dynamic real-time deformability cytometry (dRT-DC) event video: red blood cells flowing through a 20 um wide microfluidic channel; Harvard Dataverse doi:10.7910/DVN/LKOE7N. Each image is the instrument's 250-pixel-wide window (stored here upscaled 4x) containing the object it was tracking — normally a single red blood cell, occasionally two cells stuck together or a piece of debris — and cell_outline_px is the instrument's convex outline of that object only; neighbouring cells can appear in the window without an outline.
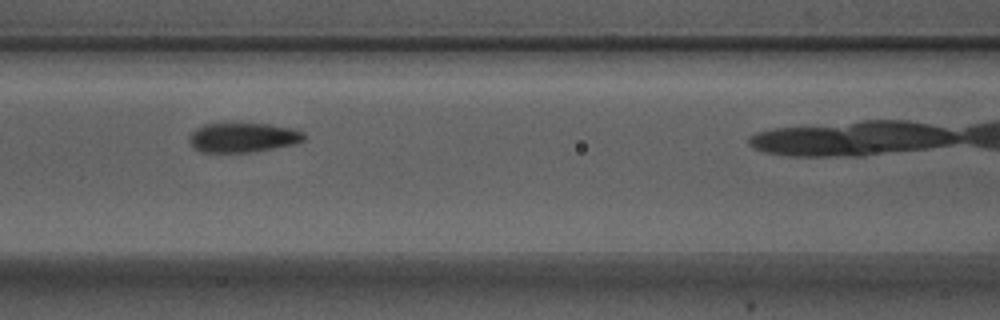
{"species": "Egyptian fruit bat (a non-hibernating species)", "species_latin": "Rousettus aegyptiacus", "temperature_condition": "warm", "stored_images_in_passage": 6, "camera_frame_rate_fps": 3000, "um_per_image_px": 0.085, "animal": {"sex": "male"}, "frame": {"image": 1, "passage_image": 3, "time_ms": 0.667, "image_size_px": [1000, 320], "cell_outline_px": [[304, 140], [292, 144], [252, 152], [200, 152], [192, 148], [188, 140], [188, 136], [196, 128], [204, 124], [268, 124], [296, 128], [304, 132]], "centroid_in_image_um": [20.61, 11.69], "position_along_channel_um": 146.0, "area_um2": 19.77}}